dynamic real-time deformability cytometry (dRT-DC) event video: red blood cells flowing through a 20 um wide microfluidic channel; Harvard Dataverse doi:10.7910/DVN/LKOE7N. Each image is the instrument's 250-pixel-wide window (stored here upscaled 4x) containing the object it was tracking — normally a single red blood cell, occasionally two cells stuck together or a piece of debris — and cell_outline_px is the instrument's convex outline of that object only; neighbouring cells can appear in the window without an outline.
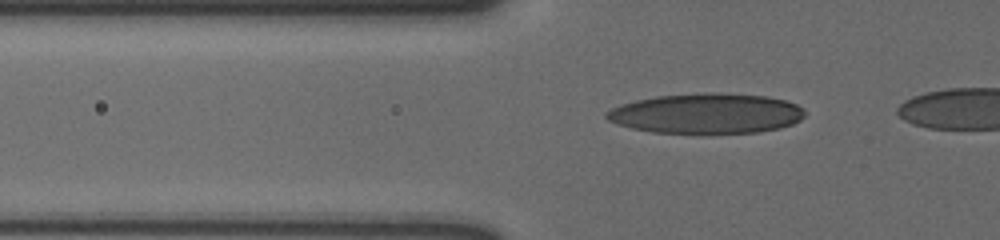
{"species": "human", "species_latin": "Homo sapiens", "temperature_condition": "cold", "stored_images_in_passage": 11, "camera_frame_rate_fps": 3000, "um_per_image_px": 0.085, "donor": {"sex": "male"}, "frame": {"image": 1, "passage_image": 7, "time_ms": 2.0, "image_size_px": [1000, 240], "cell_outline_px": [[804, 116], [800, 120], [792, 124], [780, 128], [760, 132], [652, 132], [632, 128], [608, 120], [604, 116], [604, 112], [612, 108], [636, 100], [656, 96], [716, 92], [768, 96], [784, 100], [796, 104], [804, 112]], "centroid_in_image_um": [60.06, 9.63], "position_along_channel_um": 65.7, "area_um2": 45.84}}